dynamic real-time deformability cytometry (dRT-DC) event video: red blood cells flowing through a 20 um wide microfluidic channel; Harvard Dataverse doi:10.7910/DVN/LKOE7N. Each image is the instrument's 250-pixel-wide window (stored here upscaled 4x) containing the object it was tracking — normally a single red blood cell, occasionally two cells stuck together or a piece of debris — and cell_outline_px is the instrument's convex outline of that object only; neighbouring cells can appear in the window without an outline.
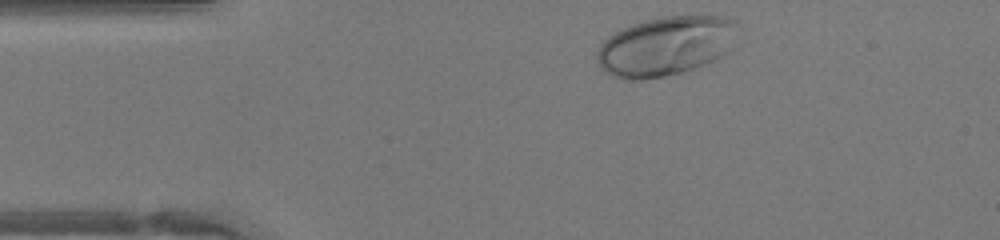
{"species": "human", "species_latin": "Homo sapiens", "temperature_condition": "warm", "stored_images_in_passage": 30, "camera_frame_rate_fps": 3000, "um_per_image_px": 0.085, "donor": {"sex": "female"}, "frame": {"image": 1, "passage_image": 1, "time_ms": 0.0, "image_size_px": [1000, 240], "cell_outline_px": [[736, 24], [724, 56], [716, 60], [680, 72], [664, 76], [640, 80], [624, 80], [612, 76], [604, 72], [600, 68], [596, 60], [596, 52], [600, 44], [608, 36], [632, 24], [644, 20], [664, 16], [720, 16], [736, 20]], "centroid_in_image_um": [56.48, 3.93], "position_along_channel_um": 28.5, "area_um2": 48.26}}
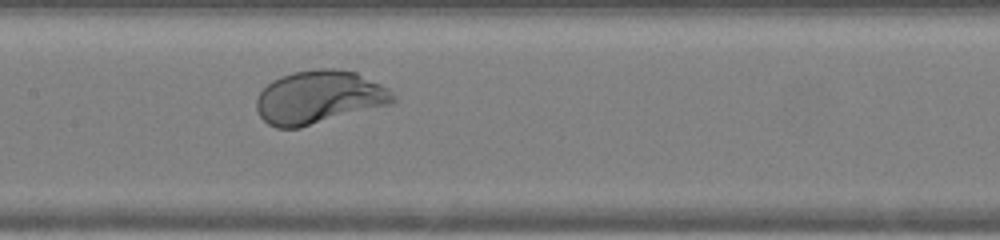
{"frame": {"image": 2, "passage_image": 15, "time_ms": 4.667, "image_size_px": [1000, 240], "cell_outline_px": [[396, 100], [392, 104], [300, 128], [276, 128], [268, 124], [260, 116], [256, 108], [256, 100], [260, 92], [272, 80], [280, 76], [292, 72], [320, 68], [332, 68], [356, 72], [388, 88], [392, 92]], "centroid_in_image_um": [27.12, 8.27], "position_along_channel_um": 180.3, "area_um2": 42.48}}
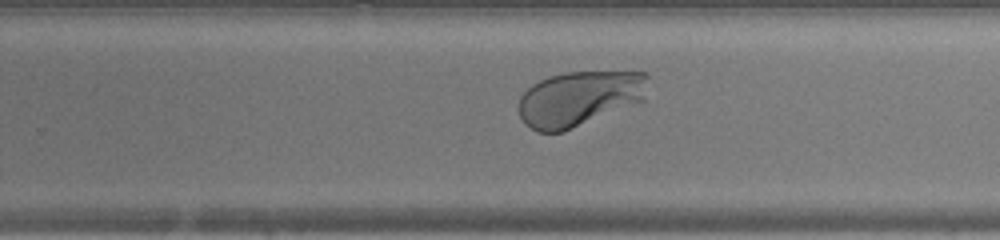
{"frame": {"image": 3, "passage_image": 22, "time_ms": 7.0, "image_size_px": [1000, 240], "cell_outline_px": [[648, 76], [644, 100], [564, 132], [536, 132], [524, 124], [520, 116], [520, 96], [532, 84], [548, 76], [564, 72], [644, 72]], "centroid_in_image_um": [49.21, 8.38], "position_along_channel_um": 280.6, "area_um2": 41.5}, "authors_computed_cell_mechanics": {"area_um2": 42.9743, "velocity_mm_per_s": 4.3129, "shape_relaxation_time_tau1_ms": 1.7168, "shape_relaxation_time_tau2_ms": 1.303, "deformation_change_tau1": 0.1293, "deformation_change_tau2": null}}